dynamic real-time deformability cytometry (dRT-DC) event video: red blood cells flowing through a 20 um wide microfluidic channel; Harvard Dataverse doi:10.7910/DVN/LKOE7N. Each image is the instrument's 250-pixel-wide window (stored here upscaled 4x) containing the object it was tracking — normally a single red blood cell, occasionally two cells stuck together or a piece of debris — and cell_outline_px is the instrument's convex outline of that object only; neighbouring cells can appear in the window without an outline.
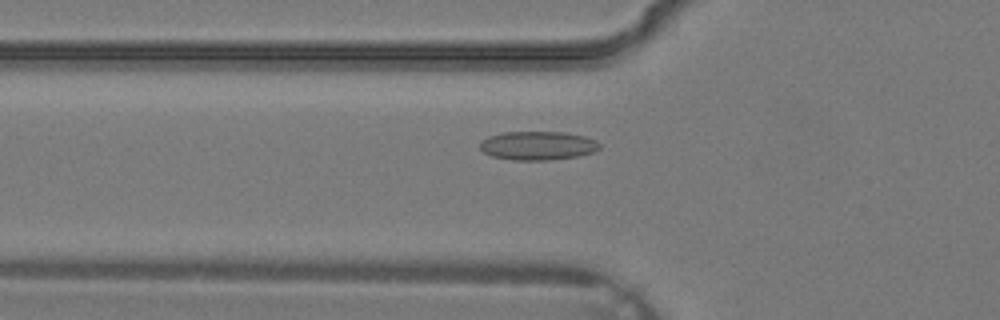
{"species": "common noctule bat (a hibernating species)", "species_latin": "Nyctalus noctula", "temperature_condition": "warm", "stored_images_in_passage": 34, "camera_frame_rate_fps": 3000, "um_per_image_px": 0.085, "animal": {"sex": "male", "body_mass_g": 19.2, "forearm_length_mm": 51.8}, "frame": {"image": 1, "passage_image": 11, "time_ms": 3.333, "image_size_px": [1000, 320], "cell_outline_px": [[600, 148], [596, 152], [580, 156], [548, 160], [512, 160], [492, 156], [484, 152], [480, 148], [480, 140], [488, 136], [504, 132], [564, 132], [584, 136], [596, 140], [600, 144]], "centroid_in_image_um": [45.73, 12.38], "position_along_channel_um": 80.1, "area_um2": 20.23}}
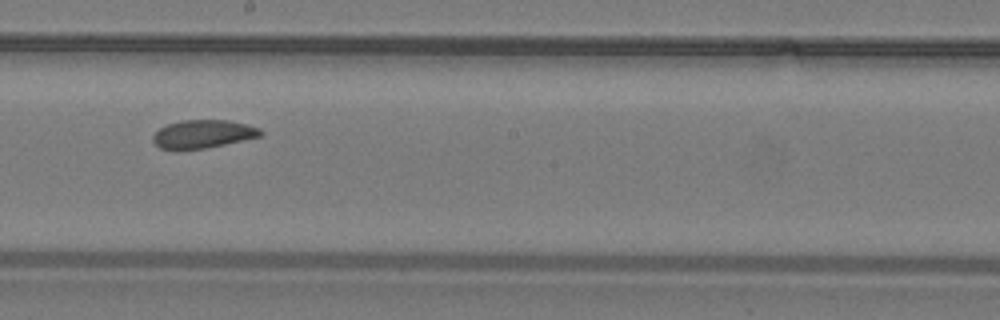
{"frame": {"image": 2, "passage_image": 19, "time_ms": 6.0, "image_size_px": [1000, 320], "cell_outline_px": [[264, 132], [260, 136], [224, 144], [204, 148], [176, 152], [160, 148], [152, 140], [152, 136], [160, 128], [168, 124], [180, 120], [228, 120], [260, 128]], "centroid_in_image_um": [17.19, 11.41], "position_along_channel_um": 231.0, "area_um2": 17.86}}
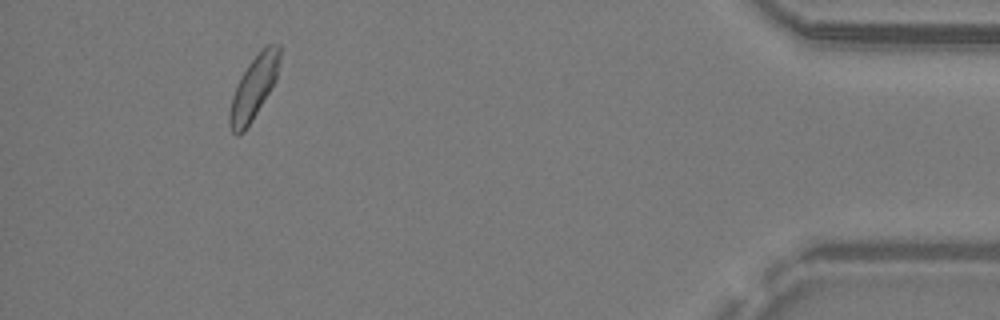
{"frame": {"image": 3, "passage_image": 32, "time_ms": 10.333, "image_size_px": [1000, 320], "cell_outline_px": [[280, 56], [276, 80], [252, 120], [244, 132], [236, 136], [232, 132], [228, 124], [228, 112], [232, 96], [236, 84], [240, 76], [248, 64], [268, 44], [280, 44]], "centroid_in_image_um": [21.53, 7.49], "position_along_channel_um": 413.7, "area_um2": 18.32}}